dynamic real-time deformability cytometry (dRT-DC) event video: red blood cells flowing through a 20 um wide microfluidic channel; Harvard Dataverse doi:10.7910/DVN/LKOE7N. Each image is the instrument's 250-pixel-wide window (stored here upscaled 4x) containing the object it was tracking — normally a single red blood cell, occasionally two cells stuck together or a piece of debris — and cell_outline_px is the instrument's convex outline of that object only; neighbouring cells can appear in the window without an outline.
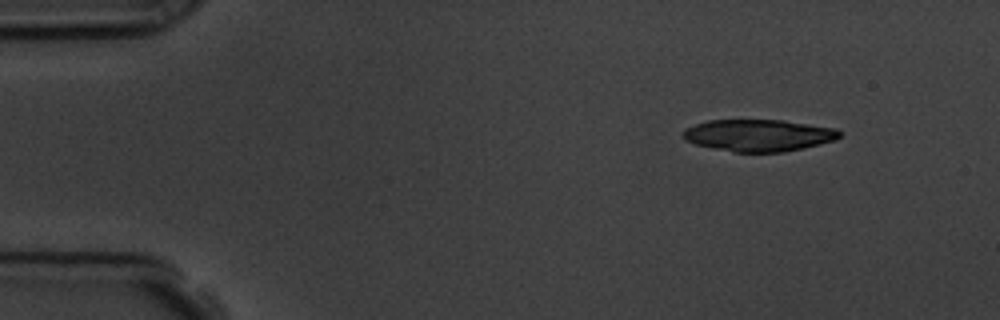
{"species": "common noctule bat (a hibernating species)", "species_latin": "Nyctalus noctula", "temperature_condition": "room temperature", "stored_images_in_passage": 4, "segment_of_instrument_passage": [1, 2], "camera_frame_rate_fps": 3000, "um_per_image_px": 0.085, "animal": {"sex": "male", "body_mass_g": 19.5, "forearm_length_mm": 54.6}, "frame": {"image": 1, "passage_image": 1, "time_ms": 0.0, "image_size_px": [1000, 320], "cell_outline_px": [[840, 136], [836, 140], [804, 148], [784, 152], [736, 152], [696, 144], [684, 140], [680, 136], [688, 128], [696, 124], [708, 120], [784, 120], [836, 128], [840, 132]], "centroid_in_image_um": [64.51, 11.5], "position_along_channel_um": 20.5, "area_um2": 29.02}}